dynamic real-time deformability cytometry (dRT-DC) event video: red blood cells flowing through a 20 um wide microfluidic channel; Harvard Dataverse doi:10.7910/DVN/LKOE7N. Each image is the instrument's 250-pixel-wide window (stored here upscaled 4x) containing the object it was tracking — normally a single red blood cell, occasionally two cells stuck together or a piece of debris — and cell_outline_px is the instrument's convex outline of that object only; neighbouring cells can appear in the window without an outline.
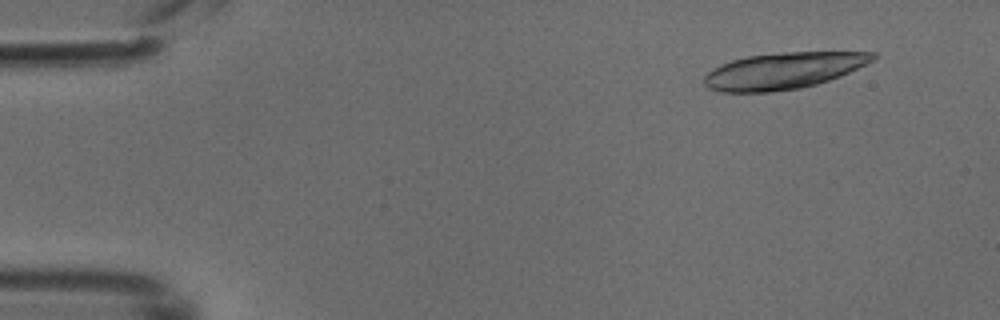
{"species": "common noctule bat (a hibernating species)", "species_latin": "Nyctalus noctula", "temperature_condition": "cold", "stored_images_in_passage": 17, "camera_frame_rate_fps": 3000, "um_per_image_px": 0.085, "animal": {"sex": "male", "body_mass_g": 18.8}, "frame": {"image": 1, "passage_image": 4, "time_ms": 1.0, "image_size_px": [1000, 320], "cell_outline_px": [[880, 56], [876, 60], [840, 76], [816, 84], [800, 88], [772, 92], [720, 92], [708, 88], [704, 84], [704, 76], [712, 68], [720, 64], [732, 60], [748, 56], [784, 52], [876, 52]], "centroid_in_image_um": [66.6, 6.01], "position_along_channel_um": 18.4, "area_um2": 36.01}}